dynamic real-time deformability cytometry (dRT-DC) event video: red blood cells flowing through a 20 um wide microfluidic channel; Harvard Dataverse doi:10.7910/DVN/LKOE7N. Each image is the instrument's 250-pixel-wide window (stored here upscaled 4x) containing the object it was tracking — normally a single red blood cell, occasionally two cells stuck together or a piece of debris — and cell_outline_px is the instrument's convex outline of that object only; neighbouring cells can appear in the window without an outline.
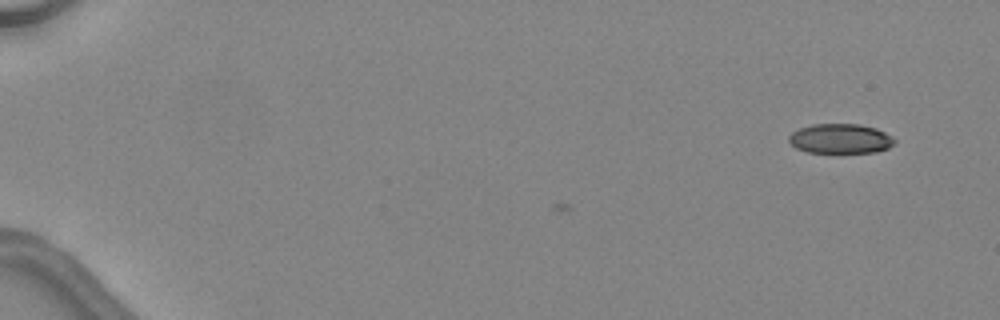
{"species": "common noctule bat (a hibernating species)", "species_latin": "Nyctalus noctula", "temperature_condition": "warm", "stored_images_in_passage": 3, "camera_frame_rate_fps": 3000, "um_per_image_px": 0.085, "animal": {"sex": "female", "body_mass_g": 24.6, "forearm_length_mm": 56.2}, "frame": {"image": 1, "passage_image": 3, "time_ms": 0.667, "image_size_px": [1000, 320], "cell_outline_px": [[896, 144], [888, 148], [876, 152], [808, 152], [796, 148], [788, 140], [788, 136], [792, 132], [800, 128], [812, 124], [860, 124], [876, 128], [892, 136], [896, 140]], "centroid_in_image_um": [71.46, 11.78], "position_along_channel_um": 13.5, "area_um2": 18.32}}